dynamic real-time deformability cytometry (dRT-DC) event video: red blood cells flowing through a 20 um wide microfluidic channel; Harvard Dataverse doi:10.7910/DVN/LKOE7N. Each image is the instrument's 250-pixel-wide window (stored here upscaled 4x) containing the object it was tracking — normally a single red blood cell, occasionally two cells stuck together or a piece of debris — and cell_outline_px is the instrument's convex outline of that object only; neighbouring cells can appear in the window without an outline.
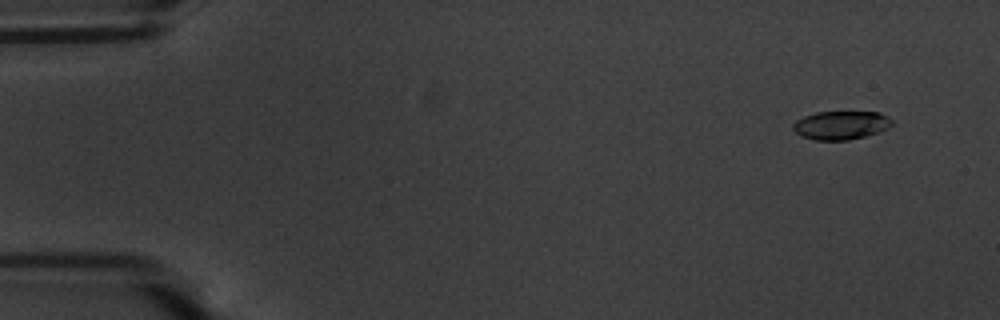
{"species": "common noctule bat (a hibernating species)", "species_latin": "Nyctalus noctula", "temperature_condition": "warm", "stored_images_in_passage": 57, "camera_frame_rate_fps": 3000, "um_per_image_px": 0.085, "animal": {"sex": "male", "body_mass_g": 20.1, "forearm_length_mm": 53.5}, "frame": {"image": 1, "passage_image": 5, "time_ms": 1.333, "image_size_px": [1000, 320], "cell_outline_px": [[892, 124], [888, 128], [864, 136], [848, 140], [816, 140], [800, 136], [792, 128], [792, 124], [796, 120], [804, 116], [816, 112], [880, 112], [888, 116], [892, 120]], "centroid_in_image_um": [71.46, 10.63], "position_along_channel_um": 13.5, "area_um2": 16.42}}
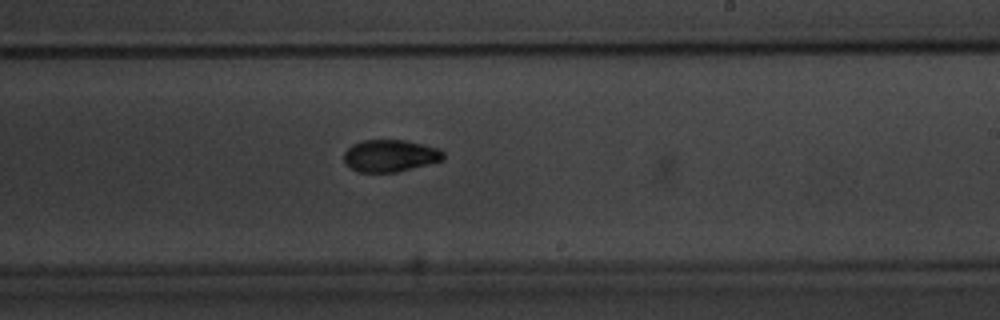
{"frame": {"image": 2, "passage_image": 35, "time_ms": 11.333, "image_size_px": [1000, 320], "cell_outline_px": [[444, 160], [396, 172], [356, 172], [348, 168], [344, 164], [344, 152], [352, 144], [364, 140], [404, 140], [440, 148], [444, 152]], "centroid_in_image_um": [33.13, 13.24], "position_along_channel_um": 255.9, "area_um2": 18.79}}
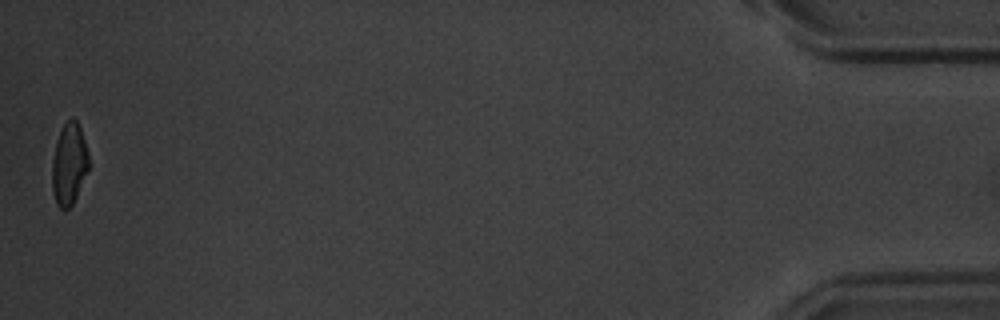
{"frame": {"image": 3, "passage_image": 57, "time_ms": 18.667, "image_size_px": [1000, 320], "cell_outline_px": [[88, 168], [76, 196], [72, 204], [68, 208], [60, 208], [56, 204], [52, 192], [52, 160], [56, 140], [64, 124], [72, 116], [76, 120], [80, 128], [88, 152]], "centroid_in_image_um": [5.85, 13.93], "position_along_channel_um": 429.4, "area_um2": 17.22}, "authors_computed_cell_mechanics": {"area_um2": 18.3226, "velocity_mm_per_s": 3.6133, "shape_relaxation_time_tau1_ms": 4.0075, "shape_relaxation_time_tau2_ms": 3.7971, "deformation_change_tau1": 0.1801, "deformation_change_tau2": 0.0807}}